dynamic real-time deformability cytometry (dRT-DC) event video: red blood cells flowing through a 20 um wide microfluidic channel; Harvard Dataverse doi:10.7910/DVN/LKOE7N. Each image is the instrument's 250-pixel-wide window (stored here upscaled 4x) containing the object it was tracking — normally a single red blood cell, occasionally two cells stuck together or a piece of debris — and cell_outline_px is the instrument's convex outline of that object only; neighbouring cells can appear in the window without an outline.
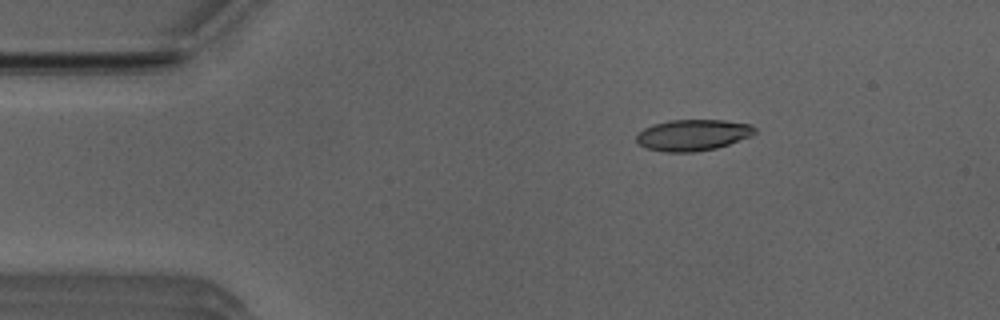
{"species": "Egyptian fruit bat (a non-hibernating species)", "species_latin": "Rousettus aegyptiacus", "temperature_condition": "room temperature", "stored_images_in_passage": 48, "camera_frame_rate_fps": 3000, "um_per_image_px": 0.085, "animal": {"sex": "male"}, "frame": {"image": 1, "passage_image": 5, "time_ms": 1.333, "image_size_px": [1000, 320], "cell_outline_px": [[756, 132], [752, 136], [716, 148], [692, 152], [664, 152], [644, 148], [636, 144], [636, 132], [652, 124], [668, 120], [724, 120], [748, 124], [756, 128]], "centroid_in_image_um": [58.82, 11.48], "position_along_channel_um": 26.2, "area_um2": 21.79}}
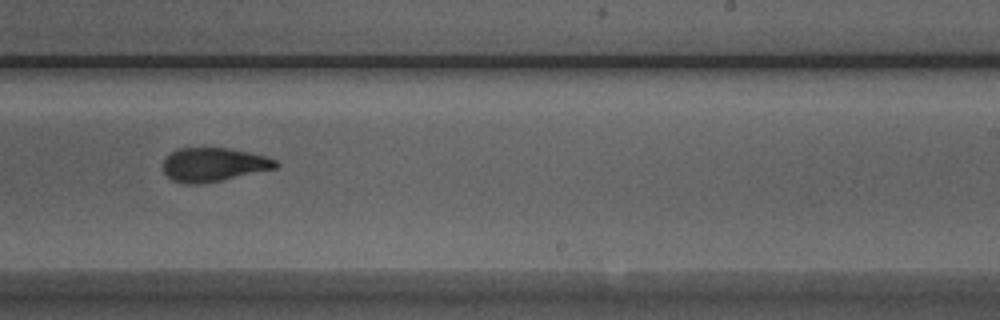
{"frame": {"image": 2, "passage_image": 28, "time_ms": 9.0, "image_size_px": [1000, 320], "cell_outline_px": [[280, 164], [276, 168], [220, 180], [200, 184], [184, 184], [172, 180], [160, 168], [164, 160], [172, 152], [180, 148], [228, 148], [248, 152], [264, 156], [276, 160]], "centroid_in_image_um": [18.12, 14.0], "position_along_channel_um": 270.9, "area_um2": 22.02}}
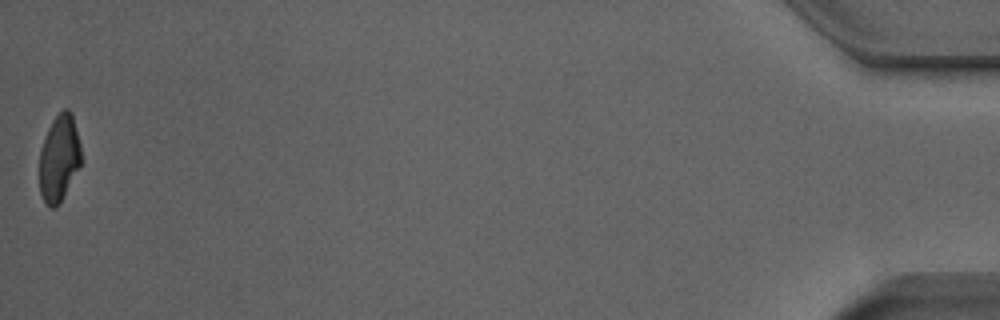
{"frame": {"image": 3, "passage_image": 48, "time_ms": 15.667, "image_size_px": [1000, 320], "cell_outline_px": [[80, 164], [60, 204], [56, 208], [52, 208], [44, 200], [40, 192], [40, 152], [48, 128], [52, 120], [64, 108], [68, 108], [72, 112], [80, 144]], "centroid_in_image_um": [5.03, 13.43], "position_along_channel_um": 430.2, "area_um2": 20.75}, "authors_computed_cell_mechanics": {"area_um2": 22.4264, "velocity_mm_per_s": 3.9595, "shape_relaxation_time_tau1_ms": 5.8576, "shape_relaxation_time_tau2_ms": 2.5985, "deformation_change_tau1": 0.192, "deformation_change_tau2": 0.0788}}